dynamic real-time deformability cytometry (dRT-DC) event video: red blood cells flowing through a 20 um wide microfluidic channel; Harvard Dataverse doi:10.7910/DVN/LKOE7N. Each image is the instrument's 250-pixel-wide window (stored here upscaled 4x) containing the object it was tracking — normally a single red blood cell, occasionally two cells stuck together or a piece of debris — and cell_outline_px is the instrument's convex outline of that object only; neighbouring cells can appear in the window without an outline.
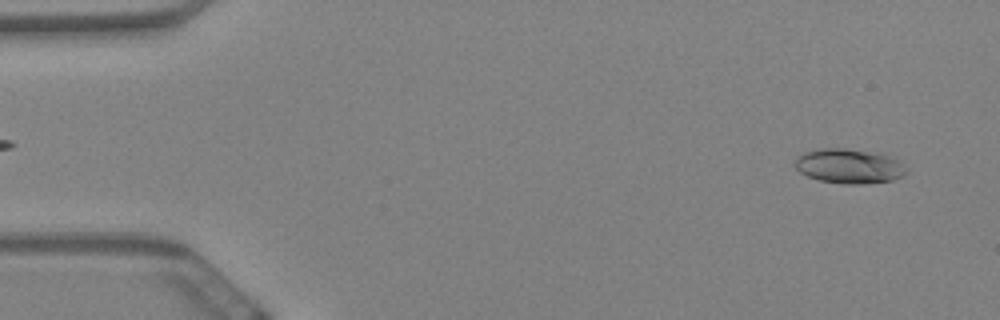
{"species": "Egyptian fruit bat (a non-hibernating species)", "species_latin": "Rousettus aegyptiacus", "temperature_condition": "warm", "stored_images_in_passage": 60, "camera_frame_rate_fps": 3000, "um_per_image_px": 0.085, "animal": {"sex": "female"}, "frame": {"image": 1, "passage_image": 3, "time_ms": 0.667, "image_size_px": [1000, 320], "cell_outline_px": [[908, 172], [904, 176], [892, 180], [860, 184], [844, 184], [820, 180], [808, 176], [800, 172], [796, 168], [796, 156], [804, 152], [820, 148], [844, 148], [880, 152], [896, 160], [908, 168]], "centroid_in_image_um": [72.19, 14.11], "position_along_channel_um": 12.8, "area_um2": 22.6}}
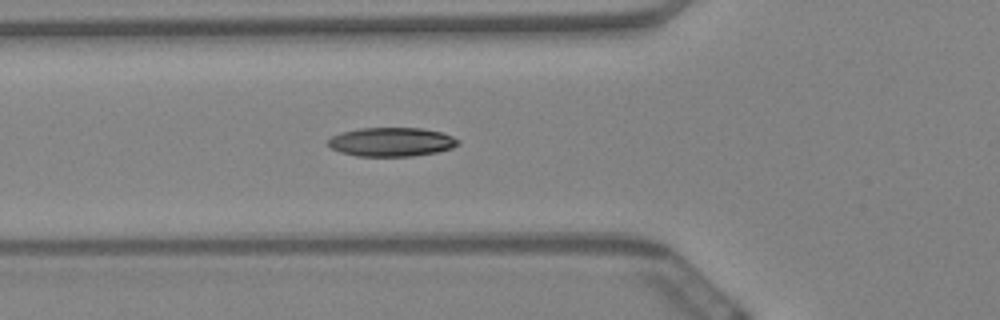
{"frame": {"image": 2, "passage_image": 21, "time_ms": 6.667, "image_size_px": [1000, 320], "cell_outline_px": [[460, 144], [452, 148], [436, 152], [412, 156], [356, 156], [340, 152], [332, 148], [328, 144], [328, 140], [332, 136], [340, 132], [360, 128], [420, 128], [440, 132], [452, 136], [460, 140]], "centroid_in_image_um": [33.28, 12.06], "position_along_channel_um": 92.5, "area_um2": 21.91}}
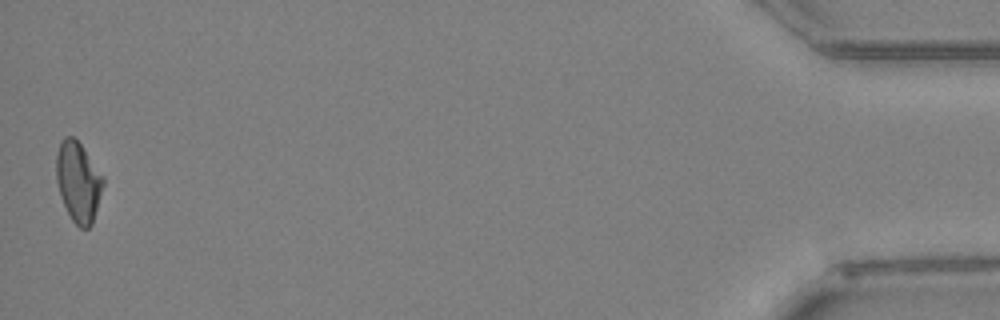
{"frame": {"image": 3, "passage_image": 59, "time_ms": 19.333, "image_size_px": [1000, 320], "cell_outline_px": [[104, 184], [92, 224], [88, 228], [80, 228], [72, 220], [60, 196], [56, 180], [56, 152], [60, 140], [64, 136], [72, 136], [80, 144], [104, 176]], "centroid_in_image_um": [6.64, 15.43], "position_along_channel_um": 428.6, "area_um2": 21.91}, "authors_computed_cell_mechanics": {"area_um2": 21.4438, "velocity_mm_per_s": 3.3917, "shape_relaxation_time_tau1_ms": 7.0127, "shape_relaxation_time_tau2_ms": 7.6359, "deformation_change_tau1": 0.163, "deformation_change_tau2": 0.114}}